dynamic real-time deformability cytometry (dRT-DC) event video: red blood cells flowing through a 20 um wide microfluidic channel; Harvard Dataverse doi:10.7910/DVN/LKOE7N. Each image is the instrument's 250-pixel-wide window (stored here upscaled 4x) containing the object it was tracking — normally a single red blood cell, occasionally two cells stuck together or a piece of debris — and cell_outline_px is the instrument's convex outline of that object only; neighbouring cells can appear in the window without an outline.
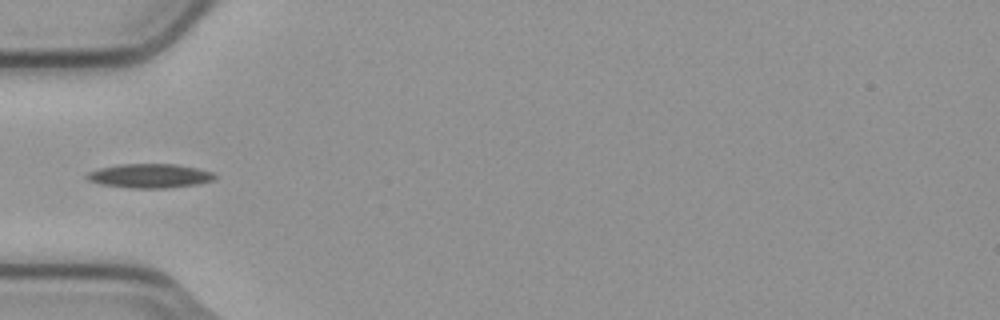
{"species": "common noctule bat (a hibernating species)", "species_latin": "Nyctalus noctula", "temperature_condition": "cold", "stored_images_in_passage": 5, "camera_frame_rate_fps": 3000, "um_per_image_px": 0.085, "animal": {"sex": "male", "body_mass_g": 23.1, "forearm_length_mm": 52.7}, "frame": {"image": 1, "passage_image": 4, "time_ms": 1.0, "image_size_px": [1000, 320], "cell_outline_px": [[216, 180], [200, 184], [168, 188], [132, 188], [100, 184], [88, 180], [84, 176], [88, 172], [100, 168], [120, 164], [176, 164], [196, 168], [212, 172], [216, 176]], "centroid_in_image_um": [12.75, 14.95], "position_along_channel_um": 72.3, "area_um2": 18.09}}
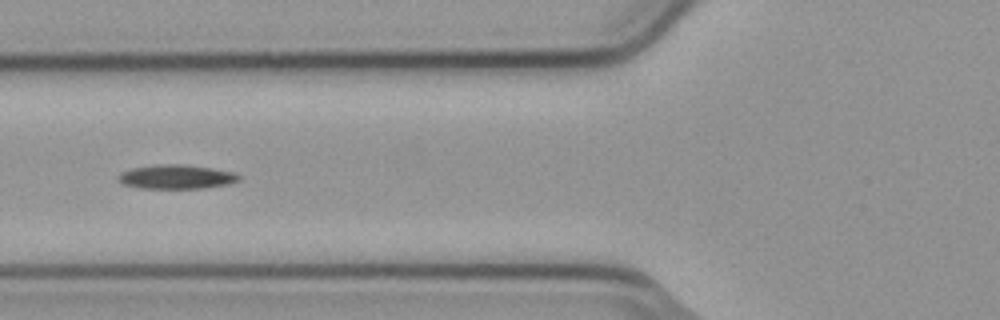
{"frame": {"image": 2, "passage_image": 5, "time_ms": 1.333, "image_size_px": [1000, 320], "cell_outline_px": [[240, 180], [232, 184], [200, 188], [140, 188], [124, 184], [116, 180], [116, 176], [120, 172], [132, 168], [160, 164], [180, 164], [212, 168], [236, 172], [240, 176]], "centroid_in_image_um": [15.0, 15.03], "position_along_channel_um": 110.8, "area_um2": 17.11}}